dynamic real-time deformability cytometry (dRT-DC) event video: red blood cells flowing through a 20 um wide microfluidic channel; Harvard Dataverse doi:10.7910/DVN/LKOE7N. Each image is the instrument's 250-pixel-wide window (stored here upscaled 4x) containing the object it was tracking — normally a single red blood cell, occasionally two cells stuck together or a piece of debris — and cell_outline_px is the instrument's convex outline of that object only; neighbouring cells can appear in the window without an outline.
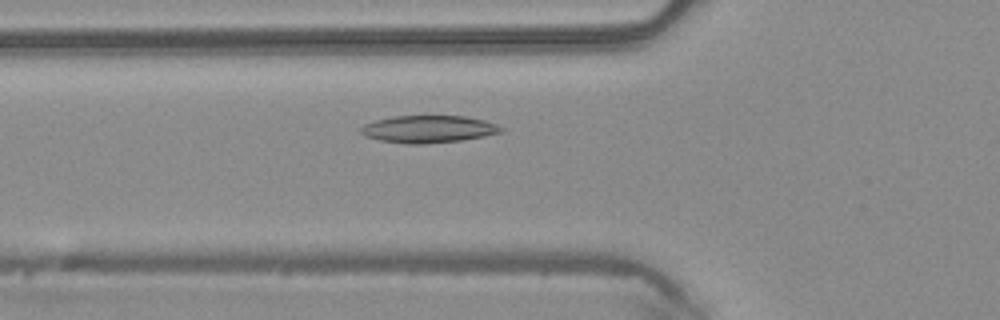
{"species": "common noctule bat (a hibernating species)", "species_latin": "Nyctalus noctula", "temperature_condition": "warm", "stored_images_in_passage": 30, "camera_frame_rate_fps": 3000, "um_per_image_px": 0.085, "animal": {"sex": "male", "body_mass_g": 20.4}, "frame": {"image": 1, "passage_image": 2, "time_ms": 0.333, "image_size_px": [1000, 320], "cell_outline_px": [[504, 128], [500, 132], [484, 136], [460, 140], [420, 144], [408, 144], [380, 140], [364, 136], [360, 132], [360, 128], [364, 124], [376, 120], [392, 116], [464, 116], [484, 120], [496, 124]], "centroid_in_image_um": [36.38, 10.97], "position_along_channel_um": 89.4, "area_um2": 22.14}}
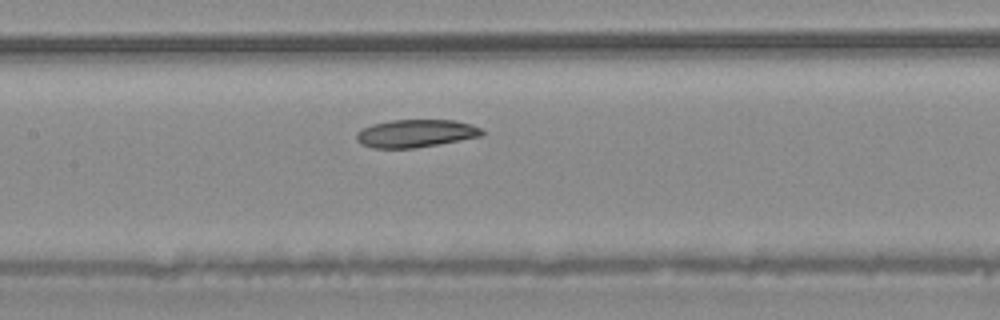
{"frame": {"image": 2, "passage_image": 8, "time_ms": 2.333, "image_size_px": [1000, 320], "cell_outline_px": [[488, 132], [480, 136], [460, 140], [412, 148], [372, 148], [360, 144], [356, 140], [356, 132], [360, 128], [372, 124], [392, 120], [456, 120], [472, 124]], "centroid_in_image_um": [35.31, 11.33], "position_along_channel_um": 172.1, "area_um2": 20.46}}
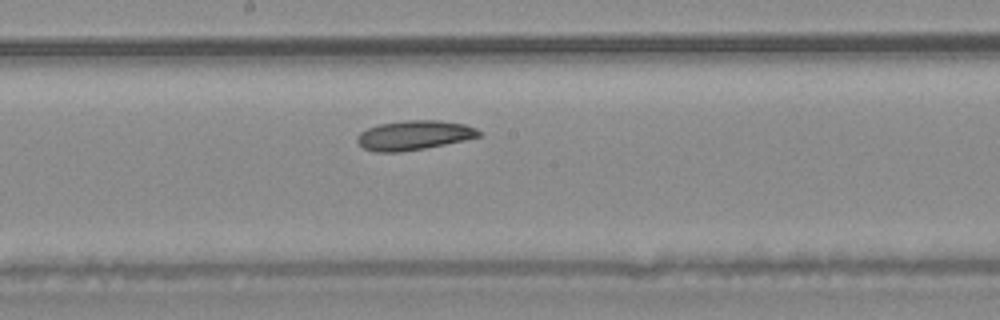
{"frame": {"image": 3, "passage_image": 11, "time_ms": 3.333, "image_size_px": [1000, 320], "cell_outline_px": [[480, 136], [464, 140], [424, 148], [400, 152], [376, 152], [364, 148], [356, 140], [360, 132], [368, 128], [380, 124], [404, 120], [440, 120], [464, 124], [476, 128], [480, 132]], "centroid_in_image_um": [35.18, 11.49], "position_along_channel_um": 213.0, "area_um2": 20.69}}